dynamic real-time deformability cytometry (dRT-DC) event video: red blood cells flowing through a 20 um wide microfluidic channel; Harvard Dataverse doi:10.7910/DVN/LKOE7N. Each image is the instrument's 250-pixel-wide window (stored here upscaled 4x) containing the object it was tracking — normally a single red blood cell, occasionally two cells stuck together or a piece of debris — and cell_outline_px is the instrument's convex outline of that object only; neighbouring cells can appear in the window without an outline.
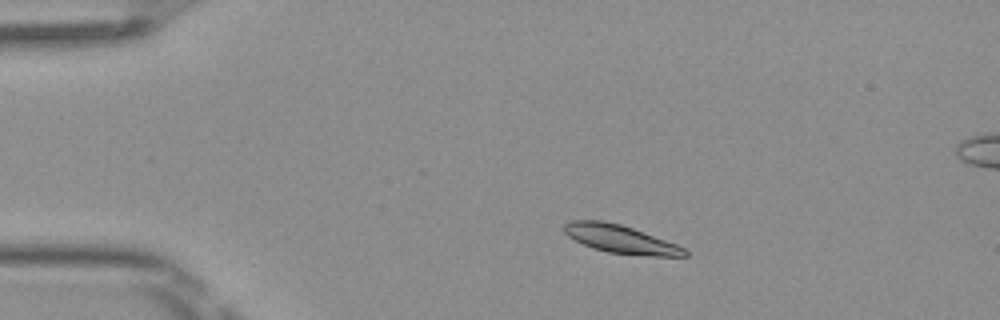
{"species": "Egyptian fruit bat (a non-hibernating species)", "species_latin": "Rousettus aegyptiacus", "temperature_condition": "room temperature", "stored_images_in_passage": 43, "segment_of_instrument_passage": [1, 2], "camera_frame_rate_fps": 3000, "um_per_image_px": 0.085, "frame": {"image": 1, "passage_image": 1, "time_ms": 0.0, "image_size_px": [1000, 320], "cell_outline_px": [[688, 256], [644, 256], [608, 252], [592, 248], [568, 236], [564, 232], [564, 224], [572, 220], [600, 220], [620, 224], [632, 228], [676, 244], [684, 248], [688, 252]], "centroid_in_image_um": [52.74, 20.33], "position_along_channel_um": 32.3, "area_um2": 19.59}}
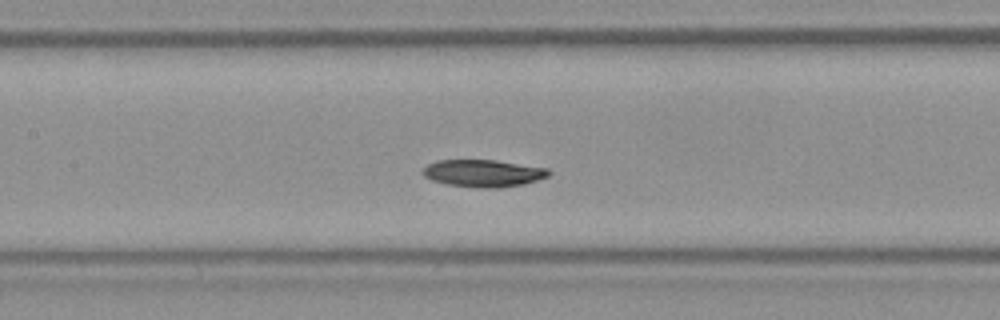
{"frame": {"image": 2, "passage_image": 15, "time_ms": 4.667, "image_size_px": [1000, 320], "cell_outline_px": [[552, 172], [548, 176], [524, 184], [496, 188], [480, 188], [448, 184], [432, 180], [424, 176], [420, 172], [428, 164], [436, 160], [496, 160], [548, 168]], "centroid_in_image_um": [41.08, 14.72], "position_along_channel_um": 166.3, "area_um2": 20.0}}
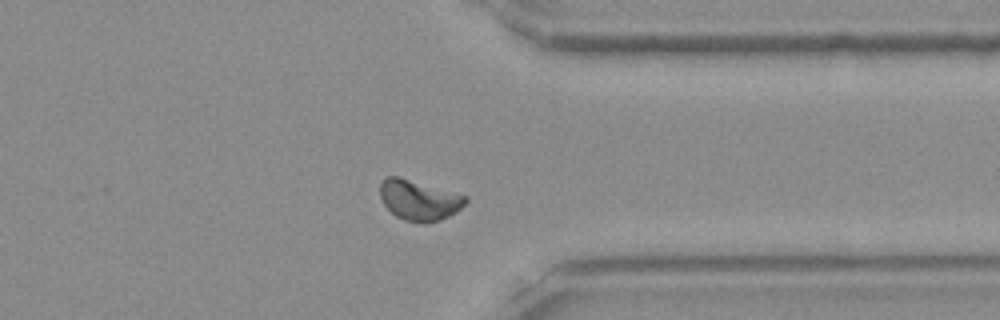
{"frame": {"image": 3, "passage_image": 31, "time_ms": 10.0, "image_size_px": [1000, 320], "cell_outline_px": [[468, 200], [456, 212], [440, 220], [404, 220], [396, 216], [384, 204], [380, 196], [380, 184], [388, 176], [396, 176], [468, 196]], "centroid_in_image_um": [35.62, 16.98], "position_along_channel_um": 375.8, "area_um2": 19.31}}